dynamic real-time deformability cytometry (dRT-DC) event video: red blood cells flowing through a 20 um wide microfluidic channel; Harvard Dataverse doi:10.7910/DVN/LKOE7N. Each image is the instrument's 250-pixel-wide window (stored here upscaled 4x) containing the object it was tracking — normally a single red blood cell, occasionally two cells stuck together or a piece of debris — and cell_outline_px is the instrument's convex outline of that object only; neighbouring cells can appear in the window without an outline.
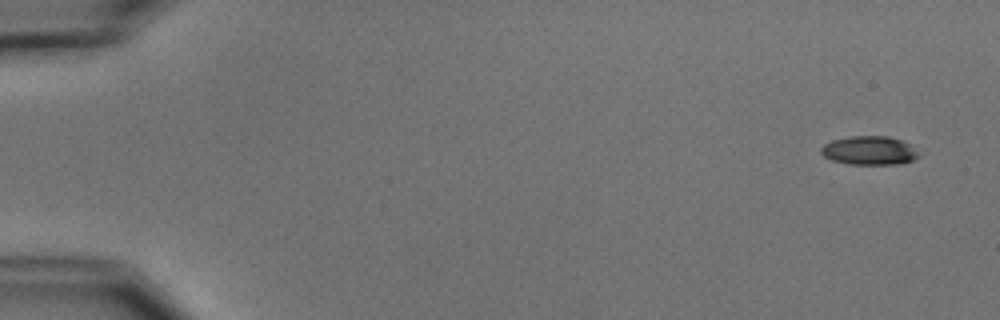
{"species": "common noctule bat (a hibernating species)", "species_latin": "Nyctalus noctula", "temperature_condition": "cold", "stored_images_in_passage": 7, "camera_frame_rate_fps": 3000, "um_per_image_px": 0.085, "animal": {"sex": "male", "body_mass_g": 15.6}, "frame": {"image": 1, "passage_image": 1, "time_ms": 0.0, "image_size_px": [1000, 320], "cell_outline_px": [[920, 156], [916, 160], [896, 164], [848, 164], [832, 160], [824, 156], [820, 152], [820, 148], [824, 144], [832, 140], [848, 136], [888, 136], [900, 140], [908, 144]], "centroid_in_image_um": [73.85, 12.79], "position_along_channel_um": 11.1, "area_um2": 16.3}}
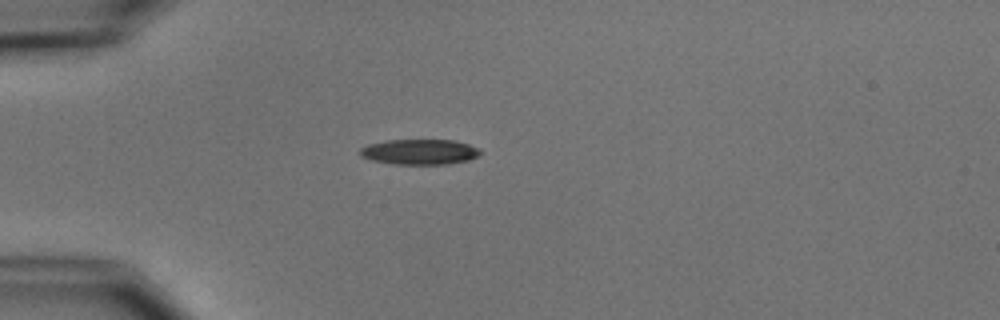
{"frame": {"image": 2, "passage_image": 4, "time_ms": 4.333, "image_size_px": [1000, 320], "cell_outline_px": [[480, 152], [476, 156], [468, 160], [448, 164], [392, 164], [372, 160], [360, 156], [360, 148], [368, 144], [384, 140], [456, 140], [480, 148]], "centroid_in_image_um": [35.64, 12.9], "position_along_channel_um": 49.4, "area_um2": 17.8}}
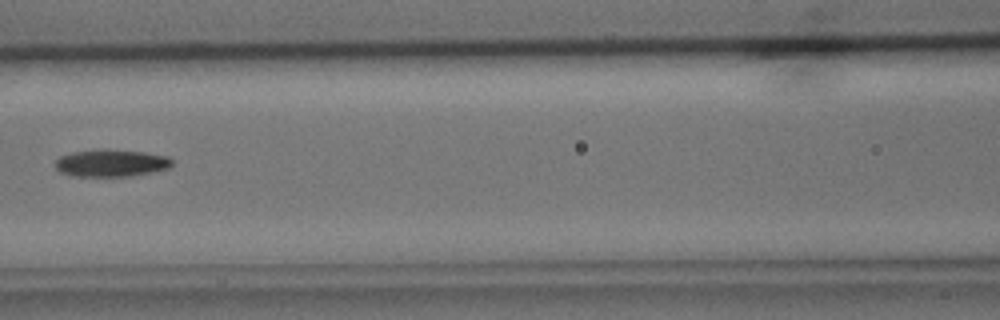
{"frame": {"image": 3, "passage_image": 7, "time_ms": 7.667, "image_size_px": [1000, 320], "cell_outline_px": [[172, 164], [168, 168], [152, 172], [132, 176], [72, 176], [60, 172], [52, 164], [60, 156], [72, 152], [100, 148], [104, 148], [144, 152], [168, 156], [172, 160]], "centroid_in_image_um": [9.41, 13.85], "position_along_channel_um": 157.2, "area_um2": 18.84}}